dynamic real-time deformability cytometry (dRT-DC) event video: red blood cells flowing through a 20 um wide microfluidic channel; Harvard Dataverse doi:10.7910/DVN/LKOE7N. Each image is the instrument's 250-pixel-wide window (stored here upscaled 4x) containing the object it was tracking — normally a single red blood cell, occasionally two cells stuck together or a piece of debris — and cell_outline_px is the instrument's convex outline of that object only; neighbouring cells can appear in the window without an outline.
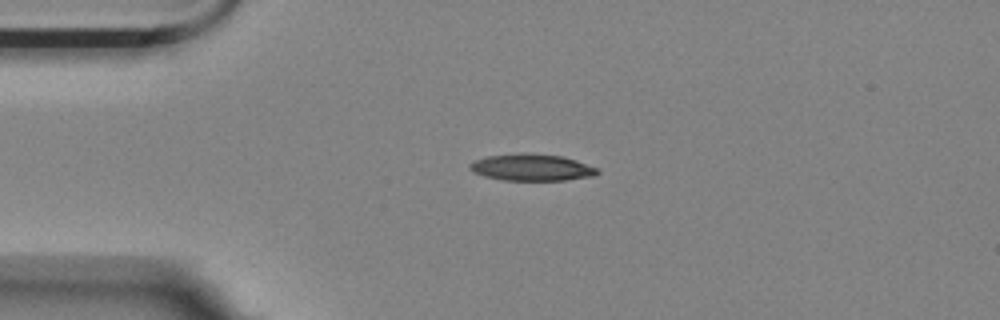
{"species": "Egyptian fruit bat (a non-hibernating species)", "species_latin": "Rousettus aegyptiacus", "temperature_condition": "room temperature", "stored_images_in_passage": 44, "camera_frame_rate_fps": 3000, "um_per_image_px": 0.085, "animal": {"sex": "female"}, "frame": {"image": 1, "passage_image": 1, "time_ms": 0.0, "image_size_px": [1000, 320], "cell_outline_px": [[600, 172], [592, 176], [564, 180], [504, 180], [484, 176], [472, 172], [468, 168], [468, 164], [476, 160], [488, 156], [520, 152], [524, 152], [560, 156], [576, 160], [596, 168]], "centroid_in_image_um": [45.14, 14.22], "position_along_channel_um": 39.9, "area_um2": 19.83}}
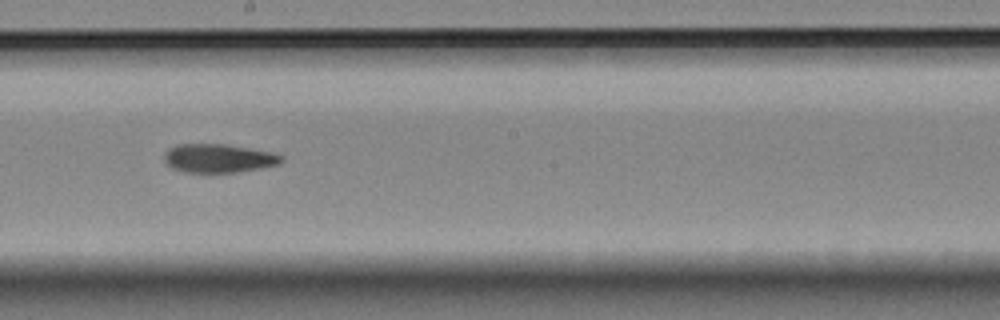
{"frame": {"image": 2, "passage_image": 19, "time_ms": 6.0, "image_size_px": [1000, 320], "cell_outline_px": [[284, 160], [280, 164], [260, 168], [236, 172], [184, 172], [172, 168], [164, 160], [164, 152], [168, 148], [176, 144], [228, 144], [276, 152], [284, 156]], "centroid_in_image_um": [18.62, 13.43], "position_along_channel_um": 229.6, "area_um2": 19.88}}
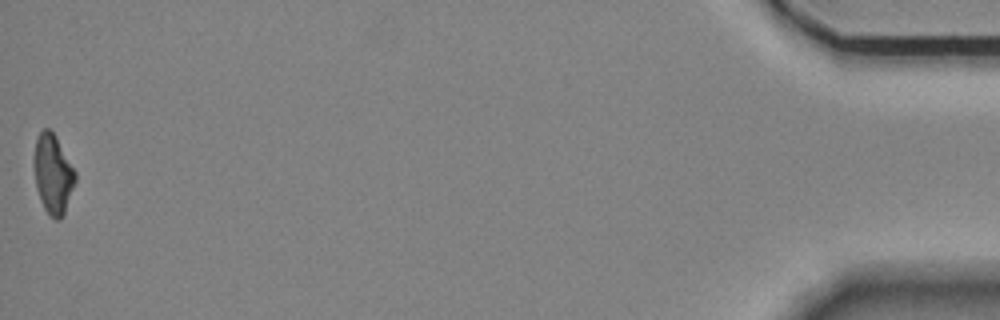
{"frame": {"image": 3, "passage_image": 44, "time_ms": 14.333, "image_size_px": [1000, 320], "cell_outline_px": [[76, 180], [64, 212], [60, 220], [56, 220], [48, 216], [40, 200], [36, 188], [32, 160], [36, 136], [44, 128], [48, 128], [56, 136], [76, 172]], "centroid_in_image_um": [4.47, 14.78], "position_along_channel_um": 430.7, "area_um2": 19.36}, "authors_computed_cell_mechanics": {"area_um2": 19.7387, "velocity_mm_per_s": 3.5637, "shape_relaxation_time_tau1_ms": null, "shape_relaxation_time_tau2_ms": 10.1337, "deformation_change_tau1": null, "deformation_change_tau2": 0.2115}}